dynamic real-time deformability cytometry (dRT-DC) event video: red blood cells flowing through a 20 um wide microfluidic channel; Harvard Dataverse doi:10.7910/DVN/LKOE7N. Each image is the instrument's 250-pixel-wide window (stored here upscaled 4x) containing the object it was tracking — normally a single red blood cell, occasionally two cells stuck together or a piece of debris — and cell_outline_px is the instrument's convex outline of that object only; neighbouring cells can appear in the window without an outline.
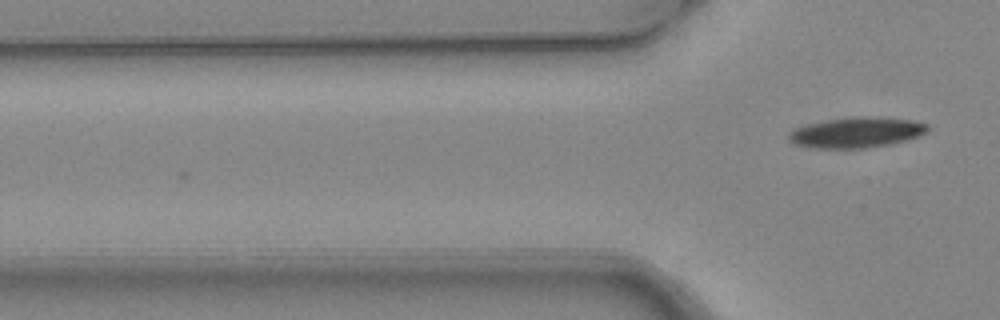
{"species": "common noctule bat (a hibernating species)", "species_latin": "Nyctalus noctula", "temperature_condition": "warm", "stored_images_in_passage": 3, "camera_frame_rate_fps": 3000, "um_per_image_px": 0.085, "animal": {"sex": "female", "body_mass_g": 24.6, "forearm_length_mm": 56.2}, "frame": {"image": 1, "passage_image": 3, "time_ms": 0.667, "image_size_px": [1000, 320], "cell_outline_px": [[928, 132], [920, 136], [908, 140], [888, 144], [864, 148], [812, 148], [796, 144], [788, 140], [788, 136], [796, 128], [808, 124], [828, 120], [852, 116], [872, 116], [912, 120], [928, 124]], "centroid_in_image_um": [72.85, 11.25], "position_along_channel_um": 53.0, "area_um2": 24.62}}